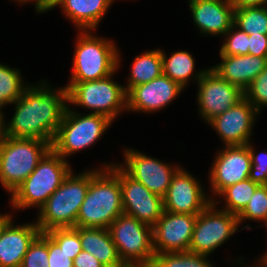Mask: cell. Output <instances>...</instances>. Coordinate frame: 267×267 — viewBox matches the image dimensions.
Here are the masks:
<instances>
[{
	"mask_svg": "<svg viewBox=\"0 0 267 267\" xmlns=\"http://www.w3.org/2000/svg\"><path fill=\"white\" fill-rule=\"evenodd\" d=\"M198 82V106L206 122L221 115L244 97V91L223 79L212 68L194 75Z\"/></svg>",
	"mask_w": 267,
	"mask_h": 267,
	"instance_id": "obj_11",
	"label": "cell"
},
{
	"mask_svg": "<svg viewBox=\"0 0 267 267\" xmlns=\"http://www.w3.org/2000/svg\"><path fill=\"white\" fill-rule=\"evenodd\" d=\"M48 267H73V260L48 235Z\"/></svg>",
	"mask_w": 267,
	"mask_h": 267,
	"instance_id": "obj_36",
	"label": "cell"
},
{
	"mask_svg": "<svg viewBox=\"0 0 267 267\" xmlns=\"http://www.w3.org/2000/svg\"><path fill=\"white\" fill-rule=\"evenodd\" d=\"M20 75L18 69L0 64V113L1 107L16 102L27 87Z\"/></svg>",
	"mask_w": 267,
	"mask_h": 267,
	"instance_id": "obj_28",
	"label": "cell"
},
{
	"mask_svg": "<svg viewBox=\"0 0 267 267\" xmlns=\"http://www.w3.org/2000/svg\"><path fill=\"white\" fill-rule=\"evenodd\" d=\"M73 267H105L92 254L82 250L74 259Z\"/></svg>",
	"mask_w": 267,
	"mask_h": 267,
	"instance_id": "obj_38",
	"label": "cell"
},
{
	"mask_svg": "<svg viewBox=\"0 0 267 267\" xmlns=\"http://www.w3.org/2000/svg\"><path fill=\"white\" fill-rule=\"evenodd\" d=\"M244 97L258 112L262 106H267V65L244 91Z\"/></svg>",
	"mask_w": 267,
	"mask_h": 267,
	"instance_id": "obj_34",
	"label": "cell"
},
{
	"mask_svg": "<svg viewBox=\"0 0 267 267\" xmlns=\"http://www.w3.org/2000/svg\"><path fill=\"white\" fill-rule=\"evenodd\" d=\"M222 62L211 67L227 82L245 91L267 65V57L253 55L220 56Z\"/></svg>",
	"mask_w": 267,
	"mask_h": 267,
	"instance_id": "obj_21",
	"label": "cell"
},
{
	"mask_svg": "<svg viewBox=\"0 0 267 267\" xmlns=\"http://www.w3.org/2000/svg\"><path fill=\"white\" fill-rule=\"evenodd\" d=\"M214 162L209 175L211 190L216 195L224 188L249 178L251 157L247 145L225 146Z\"/></svg>",
	"mask_w": 267,
	"mask_h": 267,
	"instance_id": "obj_17",
	"label": "cell"
},
{
	"mask_svg": "<svg viewBox=\"0 0 267 267\" xmlns=\"http://www.w3.org/2000/svg\"><path fill=\"white\" fill-rule=\"evenodd\" d=\"M248 54L267 57V35L258 33L249 35Z\"/></svg>",
	"mask_w": 267,
	"mask_h": 267,
	"instance_id": "obj_37",
	"label": "cell"
},
{
	"mask_svg": "<svg viewBox=\"0 0 267 267\" xmlns=\"http://www.w3.org/2000/svg\"><path fill=\"white\" fill-rule=\"evenodd\" d=\"M239 224L245 220L267 222V185H260L252 195L247 206L237 216Z\"/></svg>",
	"mask_w": 267,
	"mask_h": 267,
	"instance_id": "obj_30",
	"label": "cell"
},
{
	"mask_svg": "<svg viewBox=\"0 0 267 267\" xmlns=\"http://www.w3.org/2000/svg\"><path fill=\"white\" fill-rule=\"evenodd\" d=\"M113 74L93 81L69 82L66 85L67 103L94 110L114 121L121 110L127 109V92L112 80Z\"/></svg>",
	"mask_w": 267,
	"mask_h": 267,
	"instance_id": "obj_9",
	"label": "cell"
},
{
	"mask_svg": "<svg viewBox=\"0 0 267 267\" xmlns=\"http://www.w3.org/2000/svg\"><path fill=\"white\" fill-rule=\"evenodd\" d=\"M234 9L267 5V0H228Z\"/></svg>",
	"mask_w": 267,
	"mask_h": 267,
	"instance_id": "obj_39",
	"label": "cell"
},
{
	"mask_svg": "<svg viewBox=\"0 0 267 267\" xmlns=\"http://www.w3.org/2000/svg\"><path fill=\"white\" fill-rule=\"evenodd\" d=\"M237 30H235V29ZM225 42L220 48V56H236L248 54L249 35L234 24L225 33Z\"/></svg>",
	"mask_w": 267,
	"mask_h": 267,
	"instance_id": "obj_33",
	"label": "cell"
},
{
	"mask_svg": "<svg viewBox=\"0 0 267 267\" xmlns=\"http://www.w3.org/2000/svg\"><path fill=\"white\" fill-rule=\"evenodd\" d=\"M71 170L67 160L50 149L35 170L11 194L12 206L14 209L41 208Z\"/></svg>",
	"mask_w": 267,
	"mask_h": 267,
	"instance_id": "obj_5",
	"label": "cell"
},
{
	"mask_svg": "<svg viewBox=\"0 0 267 267\" xmlns=\"http://www.w3.org/2000/svg\"><path fill=\"white\" fill-rule=\"evenodd\" d=\"M197 215L164 211L153 226L154 254L189 251Z\"/></svg>",
	"mask_w": 267,
	"mask_h": 267,
	"instance_id": "obj_14",
	"label": "cell"
},
{
	"mask_svg": "<svg viewBox=\"0 0 267 267\" xmlns=\"http://www.w3.org/2000/svg\"><path fill=\"white\" fill-rule=\"evenodd\" d=\"M163 74L161 50H150L135 57L131 66L129 82L125 87L128 92L132 87L152 81Z\"/></svg>",
	"mask_w": 267,
	"mask_h": 267,
	"instance_id": "obj_24",
	"label": "cell"
},
{
	"mask_svg": "<svg viewBox=\"0 0 267 267\" xmlns=\"http://www.w3.org/2000/svg\"><path fill=\"white\" fill-rule=\"evenodd\" d=\"M262 257H264V258L267 260V252H266L265 255L262 256Z\"/></svg>",
	"mask_w": 267,
	"mask_h": 267,
	"instance_id": "obj_43",
	"label": "cell"
},
{
	"mask_svg": "<svg viewBox=\"0 0 267 267\" xmlns=\"http://www.w3.org/2000/svg\"><path fill=\"white\" fill-rule=\"evenodd\" d=\"M195 177L184 168L173 176L171 184L163 197L164 211L198 215L211 202Z\"/></svg>",
	"mask_w": 267,
	"mask_h": 267,
	"instance_id": "obj_15",
	"label": "cell"
},
{
	"mask_svg": "<svg viewBox=\"0 0 267 267\" xmlns=\"http://www.w3.org/2000/svg\"><path fill=\"white\" fill-rule=\"evenodd\" d=\"M21 267H48V234L41 232L30 244Z\"/></svg>",
	"mask_w": 267,
	"mask_h": 267,
	"instance_id": "obj_32",
	"label": "cell"
},
{
	"mask_svg": "<svg viewBox=\"0 0 267 267\" xmlns=\"http://www.w3.org/2000/svg\"><path fill=\"white\" fill-rule=\"evenodd\" d=\"M40 233L36 222L13 226L10 214H0V267H21L30 244Z\"/></svg>",
	"mask_w": 267,
	"mask_h": 267,
	"instance_id": "obj_18",
	"label": "cell"
},
{
	"mask_svg": "<svg viewBox=\"0 0 267 267\" xmlns=\"http://www.w3.org/2000/svg\"><path fill=\"white\" fill-rule=\"evenodd\" d=\"M125 165L120 167L154 194L164 197L174 174L181 168L163 163L133 149L125 150Z\"/></svg>",
	"mask_w": 267,
	"mask_h": 267,
	"instance_id": "obj_13",
	"label": "cell"
},
{
	"mask_svg": "<svg viewBox=\"0 0 267 267\" xmlns=\"http://www.w3.org/2000/svg\"><path fill=\"white\" fill-rule=\"evenodd\" d=\"M19 3H26L28 1H35V9L40 13V0H16Z\"/></svg>",
	"mask_w": 267,
	"mask_h": 267,
	"instance_id": "obj_41",
	"label": "cell"
},
{
	"mask_svg": "<svg viewBox=\"0 0 267 267\" xmlns=\"http://www.w3.org/2000/svg\"><path fill=\"white\" fill-rule=\"evenodd\" d=\"M51 149L41 139L10 138L0 135V183L11 194L35 170Z\"/></svg>",
	"mask_w": 267,
	"mask_h": 267,
	"instance_id": "obj_4",
	"label": "cell"
},
{
	"mask_svg": "<svg viewBox=\"0 0 267 267\" xmlns=\"http://www.w3.org/2000/svg\"><path fill=\"white\" fill-rule=\"evenodd\" d=\"M44 80L27 86L15 105L9 124L0 113V135L10 138L41 139L52 144L67 108V89L52 90ZM51 89V90H50Z\"/></svg>",
	"mask_w": 267,
	"mask_h": 267,
	"instance_id": "obj_1",
	"label": "cell"
},
{
	"mask_svg": "<svg viewBox=\"0 0 267 267\" xmlns=\"http://www.w3.org/2000/svg\"><path fill=\"white\" fill-rule=\"evenodd\" d=\"M254 106L243 97L235 105L208 122L226 146H242L249 143L252 127L258 115Z\"/></svg>",
	"mask_w": 267,
	"mask_h": 267,
	"instance_id": "obj_16",
	"label": "cell"
},
{
	"mask_svg": "<svg viewBox=\"0 0 267 267\" xmlns=\"http://www.w3.org/2000/svg\"><path fill=\"white\" fill-rule=\"evenodd\" d=\"M81 30L73 56L70 82H85L107 77L118 70L120 52L114 42Z\"/></svg>",
	"mask_w": 267,
	"mask_h": 267,
	"instance_id": "obj_6",
	"label": "cell"
},
{
	"mask_svg": "<svg viewBox=\"0 0 267 267\" xmlns=\"http://www.w3.org/2000/svg\"><path fill=\"white\" fill-rule=\"evenodd\" d=\"M183 90L177 82L162 74L127 92V111L157 112L171 103Z\"/></svg>",
	"mask_w": 267,
	"mask_h": 267,
	"instance_id": "obj_19",
	"label": "cell"
},
{
	"mask_svg": "<svg viewBox=\"0 0 267 267\" xmlns=\"http://www.w3.org/2000/svg\"><path fill=\"white\" fill-rule=\"evenodd\" d=\"M260 262L262 267H267V260L264 257H260ZM253 267V266H252Z\"/></svg>",
	"mask_w": 267,
	"mask_h": 267,
	"instance_id": "obj_42",
	"label": "cell"
},
{
	"mask_svg": "<svg viewBox=\"0 0 267 267\" xmlns=\"http://www.w3.org/2000/svg\"><path fill=\"white\" fill-rule=\"evenodd\" d=\"M66 0H40V12L49 11L55 6H62Z\"/></svg>",
	"mask_w": 267,
	"mask_h": 267,
	"instance_id": "obj_40",
	"label": "cell"
},
{
	"mask_svg": "<svg viewBox=\"0 0 267 267\" xmlns=\"http://www.w3.org/2000/svg\"><path fill=\"white\" fill-rule=\"evenodd\" d=\"M73 260L81 251L79 227L53 228L46 232Z\"/></svg>",
	"mask_w": 267,
	"mask_h": 267,
	"instance_id": "obj_31",
	"label": "cell"
},
{
	"mask_svg": "<svg viewBox=\"0 0 267 267\" xmlns=\"http://www.w3.org/2000/svg\"><path fill=\"white\" fill-rule=\"evenodd\" d=\"M112 122L105 115L90 113L84 116L75 113L67 106L51 149L65 159L97 142Z\"/></svg>",
	"mask_w": 267,
	"mask_h": 267,
	"instance_id": "obj_8",
	"label": "cell"
},
{
	"mask_svg": "<svg viewBox=\"0 0 267 267\" xmlns=\"http://www.w3.org/2000/svg\"><path fill=\"white\" fill-rule=\"evenodd\" d=\"M260 185L249 178L224 188L218 196L225 197V208L222 210L239 215L247 206L253 193Z\"/></svg>",
	"mask_w": 267,
	"mask_h": 267,
	"instance_id": "obj_27",
	"label": "cell"
},
{
	"mask_svg": "<svg viewBox=\"0 0 267 267\" xmlns=\"http://www.w3.org/2000/svg\"><path fill=\"white\" fill-rule=\"evenodd\" d=\"M79 236L82 250L92 254L105 267H126L108 229L79 227Z\"/></svg>",
	"mask_w": 267,
	"mask_h": 267,
	"instance_id": "obj_22",
	"label": "cell"
},
{
	"mask_svg": "<svg viewBox=\"0 0 267 267\" xmlns=\"http://www.w3.org/2000/svg\"><path fill=\"white\" fill-rule=\"evenodd\" d=\"M247 146L251 157L249 179L259 185H267V151L256 154L251 142Z\"/></svg>",
	"mask_w": 267,
	"mask_h": 267,
	"instance_id": "obj_35",
	"label": "cell"
},
{
	"mask_svg": "<svg viewBox=\"0 0 267 267\" xmlns=\"http://www.w3.org/2000/svg\"><path fill=\"white\" fill-rule=\"evenodd\" d=\"M151 267H213L207 256L190 251L154 255Z\"/></svg>",
	"mask_w": 267,
	"mask_h": 267,
	"instance_id": "obj_29",
	"label": "cell"
},
{
	"mask_svg": "<svg viewBox=\"0 0 267 267\" xmlns=\"http://www.w3.org/2000/svg\"><path fill=\"white\" fill-rule=\"evenodd\" d=\"M120 180L123 214L135 217L153 227L164 212L163 198L148 190L117 165Z\"/></svg>",
	"mask_w": 267,
	"mask_h": 267,
	"instance_id": "obj_12",
	"label": "cell"
},
{
	"mask_svg": "<svg viewBox=\"0 0 267 267\" xmlns=\"http://www.w3.org/2000/svg\"><path fill=\"white\" fill-rule=\"evenodd\" d=\"M189 7L202 34L225 35L234 22V7L228 0H193Z\"/></svg>",
	"mask_w": 267,
	"mask_h": 267,
	"instance_id": "obj_20",
	"label": "cell"
},
{
	"mask_svg": "<svg viewBox=\"0 0 267 267\" xmlns=\"http://www.w3.org/2000/svg\"><path fill=\"white\" fill-rule=\"evenodd\" d=\"M233 24L248 35H267V5L234 9Z\"/></svg>",
	"mask_w": 267,
	"mask_h": 267,
	"instance_id": "obj_26",
	"label": "cell"
},
{
	"mask_svg": "<svg viewBox=\"0 0 267 267\" xmlns=\"http://www.w3.org/2000/svg\"><path fill=\"white\" fill-rule=\"evenodd\" d=\"M123 214L120 180L117 165H104L90 171V185L80 206L76 226L108 229Z\"/></svg>",
	"mask_w": 267,
	"mask_h": 267,
	"instance_id": "obj_2",
	"label": "cell"
},
{
	"mask_svg": "<svg viewBox=\"0 0 267 267\" xmlns=\"http://www.w3.org/2000/svg\"><path fill=\"white\" fill-rule=\"evenodd\" d=\"M113 0H66L61 8L79 30H94Z\"/></svg>",
	"mask_w": 267,
	"mask_h": 267,
	"instance_id": "obj_23",
	"label": "cell"
},
{
	"mask_svg": "<svg viewBox=\"0 0 267 267\" xmlns=\"http://www.w3.org/2000/svg\"><path fill=\"white\" fill-rule=\"evenodd\" d=\"M90 185V170L73 175L72 171L62 184L39 208L37 226L41 232L53 228L75 227L77 215Z\"/></svg>",
	"mask_w": 267,
	"mask_h": 267,
	"instance_id": "obj_3",
	"label": "cell"
},
{
	"mask_svg": "<svg viewBox=\"0 0 267 267\" xmlns=\"http://www.w3.org/2000/svg\"><path fill=\"white\" fill-rule=\"evenodd\" d=\"M163 74L168 76L172 81L177 82L183 88L194 72V58L187 51H178L172 53L168 58L161 50Z\"/></svg>",
	"mask_w": 267,
	"mask_h": 267,
	"instance_id": "obj_25",
	"label": "cell"
},
{
	"mask_svg": "<svg viewBox=\"0 0 267 267\" xmlns=\"http://www.w3.org/2000/svg\"><path fill=\"white\" fill-rule=\"evenodd\" d=\"M108 230L126 267H151L155 255L153 227L122 214L110 224Z\"/></svg>",
	"mask_w": 267,
	"mask_h": 267,
	"instance_id": "obj_7",
	"label": "cell"
},
{
	"mask_svg": "<svg viewBox=\"0 0 267 267\" xmlns=\"http://www.w3.org/2000/svg\"><path fill=\"white\" fill-rule=\"evenodd\" d=\"M219 202L212 200L197 215L189 245L190 252L208 256L238 231L239 221L237 215L225 210L215 209V203Z\"/></svg>",
	"mask_w": 267,
	"mask_h": 267,
	"instance_id": "obj_10",
	"label": "cell"
}]
</instances>
